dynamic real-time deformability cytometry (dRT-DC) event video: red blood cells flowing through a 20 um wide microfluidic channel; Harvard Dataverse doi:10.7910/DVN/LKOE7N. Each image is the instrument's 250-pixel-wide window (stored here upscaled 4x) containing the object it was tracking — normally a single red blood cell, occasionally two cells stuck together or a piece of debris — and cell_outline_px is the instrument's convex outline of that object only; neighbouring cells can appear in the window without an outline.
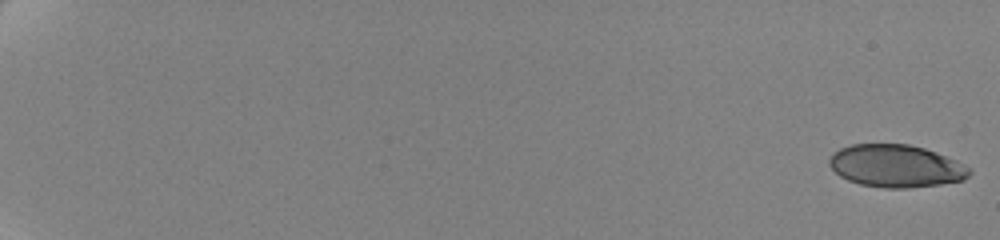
{"species": "human", "species_latin": "Homo sapiens", "temperature_condition": "cold", "stored_images_in_passage": 62, "camera_frame_rate_fps": 3000, "um_per_image_px": 0.085, "donor": {"sex": "female"}, "frame": {"image": 1, "passage_image": 1, "time_ms": 0.0, "image_size_px": [1000, 240], "cell_outline_px": [[972, 172], [964, 180], [940, 184], [908, 188], [884, 188], [860, 184], [848, 180], [840, 176], [828, 164], [828, 160], [840, 148], [852, 144], [908, 144], [924, 148], [936, 152], [968, 168]], "centroid_in_image_um": [76.12, 14.11], "position_along_channel_um": 8.9, "area_um2": 34.33}}
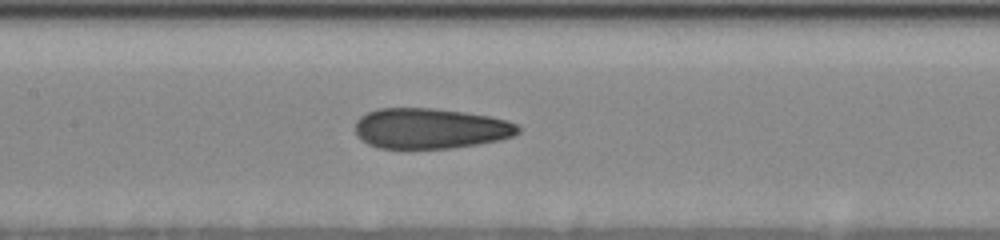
{"frame": {"image": 2, "passage_image": 34, "time_ms": 11.0, "image_size_px": [1000, 240], "cell_outline_px": [[520, 132], [512, 136], [500, 140], [452, 148], [380, 148], [368, 144], [360, 140], [356, 136], [356, 120], [360, 116], [376, 108], [436, 108], [464, 112], [488, 116], [504, 120], [516, 124], [520, 128]], "centroid_in_image_um": [36.54, 10.91], "position_along_channel_um": 170.9, "area_um2": 38.44}}
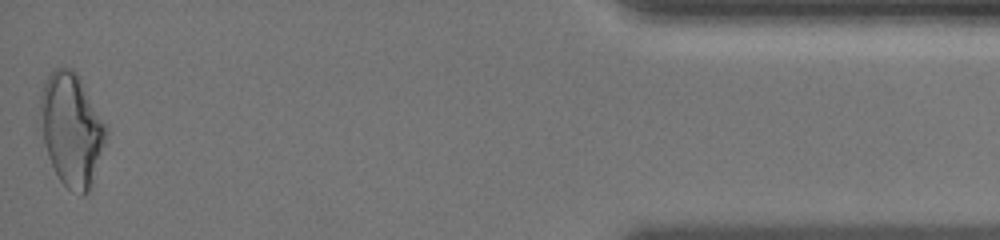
{"frame": {"image": 3, "passage_image": 62, "time_ms": 20.0, "image_size_px": [1000, 240], "cell_outline_px": [[108, 132], [88, 192], [84, 196], [80, 196], [68, 188], [60, 180], [48, 156], [44, 140], [40, 108], [40, 96], [44, 80], [56, 68], [72, 68], [80, 76], [108, 128]], "centroid_in_image_um": [6.09, 10.96], "position_along_channel_um": 429.1, "area_um2": 42.77}, "authors_computed_cell_mechanics": {"area_um2": 38.0324, "velocity_mm_per_s": 3.5264, "shape_relaxation_time_tau1_ms": 8.1918, "shape_relaxation_time_tau2_ms": 1.8051, "deformation_change_tau1": 0.1901, "deformation_change_tau2": 0.1008}}